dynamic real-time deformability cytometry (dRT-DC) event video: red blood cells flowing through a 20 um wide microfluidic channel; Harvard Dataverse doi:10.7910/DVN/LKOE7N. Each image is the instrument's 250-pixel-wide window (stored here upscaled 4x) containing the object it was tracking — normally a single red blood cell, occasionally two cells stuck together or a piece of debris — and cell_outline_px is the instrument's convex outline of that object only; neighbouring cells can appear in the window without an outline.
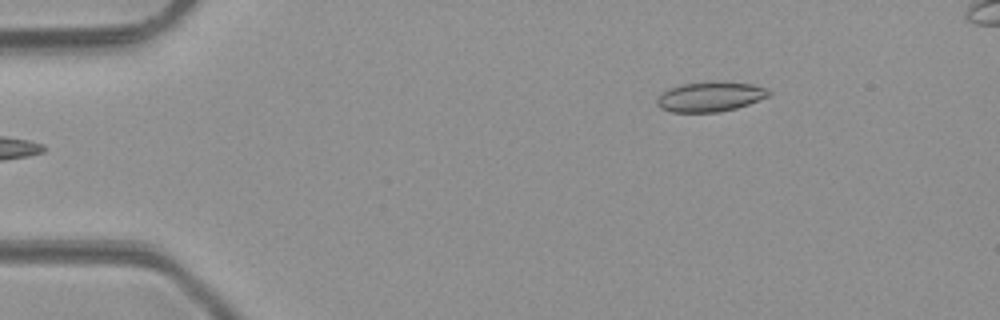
{"species": "common noctule bat (a hibernating species)", "species_latin": "Nyctalus noctula", "temperature_condition": "room temperature", "stored_images_in_passage": 5, "camera_frame_rate_fps": 3000, "um_per_image_px": 0.085, "animal": {"sex": "male", "body_mass_g": 23.1, "forearm_length_mm": 52.7}, "frame": {"image": 1, "passage_image": 5, "time_ms": 4.667, "image_size_px": [1000, 320], "cell_outline_px": [[772, 92], [768, 96], [748, 104], [736, 108], [720, 112], [672, 112], [660, 108], [656, 104], [656, 100], [660, 92], [684, 84], [752, 84], [764, 88]], "centroid_in_image_um": [60.31, 8.27], "position_along_channel_um": 24.7, "area_um2": 18.55}}